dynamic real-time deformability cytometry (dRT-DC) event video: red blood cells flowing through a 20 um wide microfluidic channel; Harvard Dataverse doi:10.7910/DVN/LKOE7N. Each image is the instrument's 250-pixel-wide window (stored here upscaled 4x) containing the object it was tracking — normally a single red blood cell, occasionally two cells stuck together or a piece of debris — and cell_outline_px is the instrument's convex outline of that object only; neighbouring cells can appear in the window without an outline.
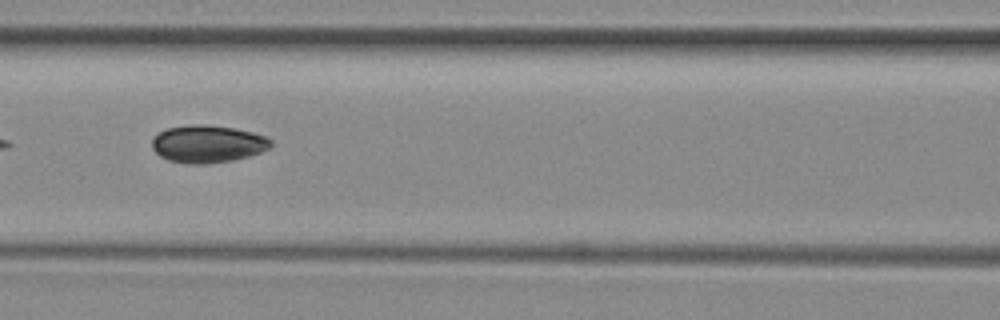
{"species": "common noctule bat (a hibernating species)", "species_latin": "Nyctalus noctula", "temperature_condition": "room temperature", "stored_images_in_passage": 6, "camera_frame_rate_fps": 3000, "um_per_image_px": 0.085, "animal": {"sex": "female", "body_mass_g": 29.2, "forearm_length_mm": 56.3}, "frame": {"image": 1, "passage_image": 5, "time_ms": 5.0, "image_size_px": [1000, 320], "cell_outline_px": [[272, 144], [268, 148], [260, 152], [248, 156], [232, 160], [208, 164], [188, 164], [168, 160], [160, 156], [152, 148], [152, 136], [156, 132], [168, 128], [192, 124], [200, 124], [236, 128], [252, 132], [264, 136], [272, 140]], "centroid_in_image_um": [17.61, 12.23], "position_along_channel_um": 149.0, "area_um2": 26.07}}
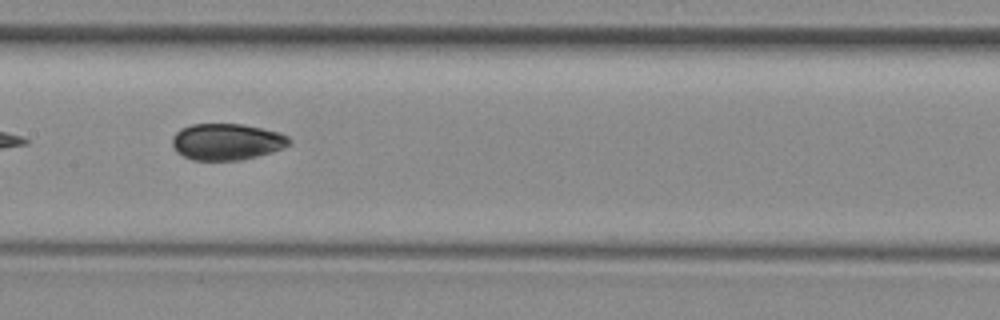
{"frame": {"image": 2, "passage_image": 6, "time_ms": 6.0, "image_size_px": [1000, 320], "cell_outline_px": [[292, 140], [284, 148], [272, 152], [240, 160], [192, 160], [176, 152], [172, 144], [172, 136], [180, 128], [192, 124], [244, 124], [280, 132], [288, 136]], "centroid_in_image_um": [19.27, 12.04], "position_along_channel_um": 188.1, "area_um2": 25.03}}